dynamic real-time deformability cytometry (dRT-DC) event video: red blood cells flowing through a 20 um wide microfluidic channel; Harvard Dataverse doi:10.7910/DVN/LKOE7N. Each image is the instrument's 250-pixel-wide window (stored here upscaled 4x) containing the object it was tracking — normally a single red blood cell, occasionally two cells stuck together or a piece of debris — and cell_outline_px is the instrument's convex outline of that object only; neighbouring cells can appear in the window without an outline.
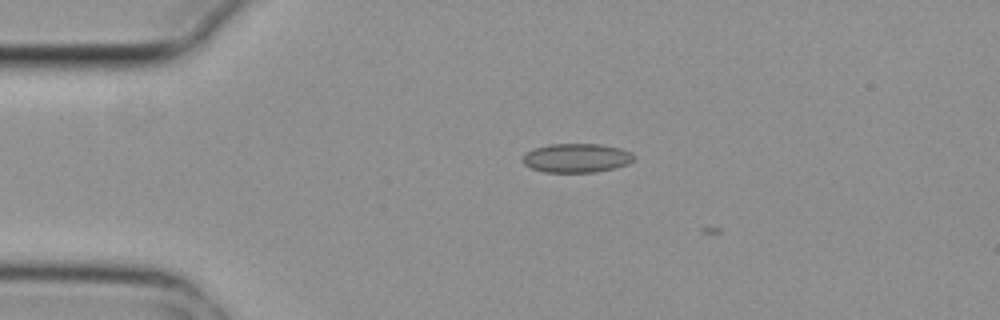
{"species": "common noctule bat (a hibernating species)", "species_latin": "Nyctalus noctula", "temperature_condition": "cold", "stored_images_in_passage": 3, "camera_frame_rate_fps": 3000, "um_per_image_px": 0.085, "animal": {"sex": "female", "body_mass_g": 29.2, "forearm_length_mm": 56.3}, "frame": {"image": 1, "passage_image": 2, "time_ms": 0.333, "image_size_px": [1000, 320], "cell_outline_px": [[636, 156], [628, 164], [616, 168], [596, 172], [544, 172], [532, 168], [524, 164], [520, 160], [532, 148], [548, 144], [600, 144], [620, 148], [632, 152]], "centroid_in_image_um": [49.02, 13.42], "position_along_channel_um": 36.0, "area_um2": 18.96}}